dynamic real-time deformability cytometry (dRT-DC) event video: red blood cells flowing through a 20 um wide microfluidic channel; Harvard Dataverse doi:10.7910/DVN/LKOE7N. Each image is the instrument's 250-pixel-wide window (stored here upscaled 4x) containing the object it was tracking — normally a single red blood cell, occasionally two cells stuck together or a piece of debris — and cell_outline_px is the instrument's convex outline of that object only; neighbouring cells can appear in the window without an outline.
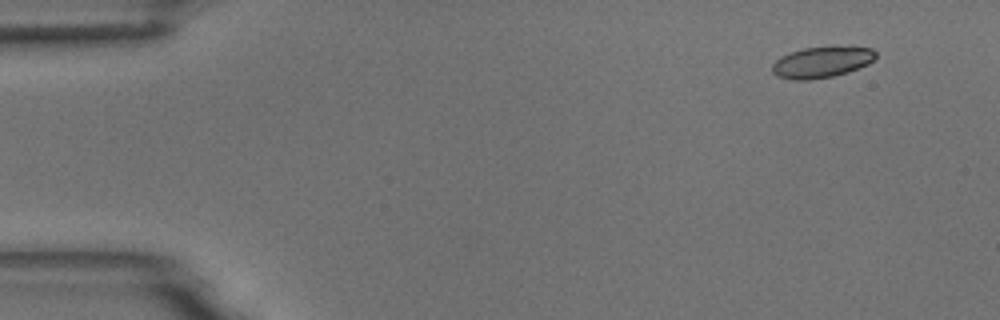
{"species": "common noctule bat (a hibernating species)", "species_latin": "Nyctalus noctula", "temperature_condition": "room temperature", "stored_images_in_passage": 51, "camera_frame_rate_fps": 3000, "um_per_image_px": 0.085, "animal": {"sex": "male", "body_mass_g": 18.8}, "frame": {"image": 1, "passage_image": 1, "time_ms": 0.0, "image_size_px": [1000, 320], "cell_outline_px": [[876, 56], [868, 64], [848, 72], [832, 76], [808, 80], [792, 80], [776, 76], [772, 72], [772, 64], [780, 56], [804, 48], [832, 44], [852, 44], [872, 48], [876, 52]], "centroid_in_image_um": [69.89, 5.23], "position_along_channel_um": 15.1, "area_um2": 19.54}}
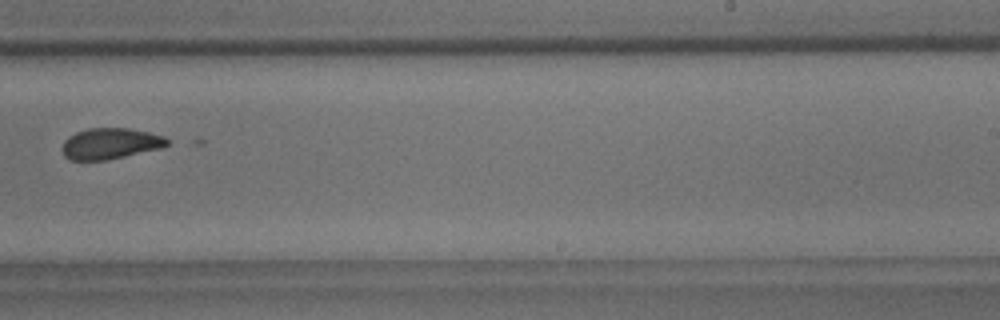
{"frame": {"image": 2, "passage_image": 31, "time_ms": 10.0, "image_size_px": [1000, 320], "cell_outline_px": [[168, 144], [160, 148], [124, 156], [104, 160], [72, 160], [64, 156], [64, 140], [68, 136], [76, 132], [88, 128], [128, 128], [148, 132], [164, 136], [168, 140]], "centroid_in_image_um": [9.37, 12.19], "position_along_channel_um": 279.6, "area_um2": 18.67}}
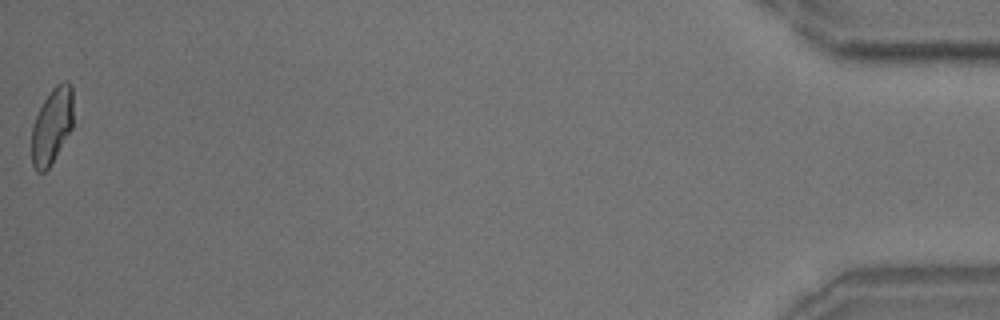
{"frame": {"image": 3, "passage_image": 51, "time_ms": 16.667, "image_size_px": [1000, 320], "cell_outline_px": [[80, 124], [48, 168], [44, 172], [36, 172], [32, 164], [32, 124], [44, 100], [52, 88], [56, 84], [64, 80], [68, 80], [72, 84]], "centroid_in_image_um": [4.58, 10.64], "position_along_channel_um": 430.6, "area_um2": 20.4}}